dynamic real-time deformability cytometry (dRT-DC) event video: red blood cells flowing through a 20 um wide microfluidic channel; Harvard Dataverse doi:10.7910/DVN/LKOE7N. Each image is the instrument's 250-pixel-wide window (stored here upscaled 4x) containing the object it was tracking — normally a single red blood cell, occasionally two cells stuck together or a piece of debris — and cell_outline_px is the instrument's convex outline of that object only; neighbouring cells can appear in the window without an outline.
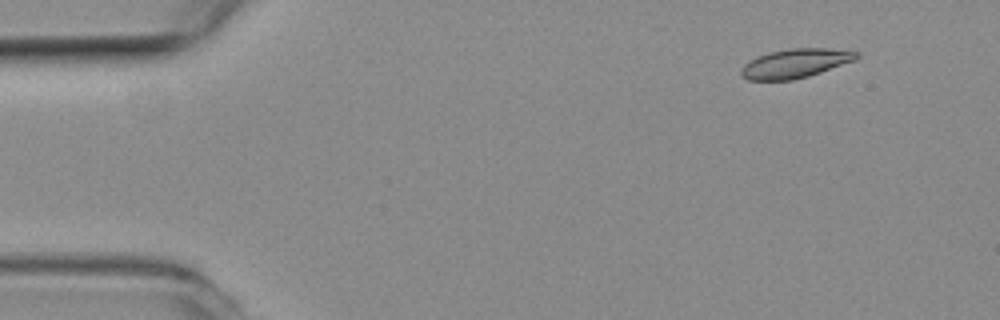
{"species": "common noctule bat (a hibernating species)", "species_latin": "Nyctalus noctula", "temperature_condition": "room temperature", "stored_images_in_passage": 51, "camera_frame_rate_fps": 3000, "um_per_image_px": 0.085, "animal": {"sex": "female", "body_mass_g": 19.3, "forearm_length_mm": 54.1}, "frame": {"image": 1, "passage_image": 2, "time_ms": 0.333, "image_size_px": [1000, 320], "cell_outline_px": [[860, 56], [856, 60], [808, 76], [792, 80], [748, 80], [740, 76], [740, 72], [744, 64], [756, 56], [768, 52], [788, 48], [828, 48], [860, 52]], "centroid_in_image_um": [67.59, 5.38], "position_along_channel_um": 17.4, "area_um2": 19.71}}
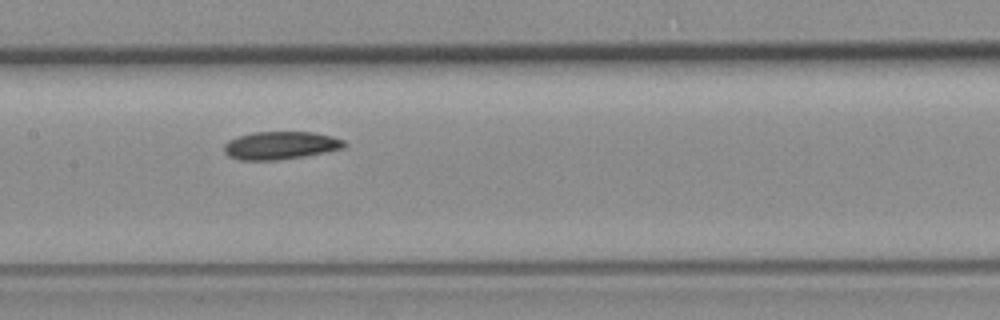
{"frame": {"image": 2, "passage_image": 23, "time_ms": 7.333, "image_size_px": [1000, 320], "cell_outline_px": [[348, 144], [344, 148], [304, 156], [276, 160], [240, 160], [228, 156], [224, 152], [224, 144], [228, 140], [240, 136], [256, 132], [312, 132], [332, 136], [344, 140]], "centroid_in_image_um": [23.85, 12.36], "position_along_channel_um": 183.6, "area_um2": 19.48}}
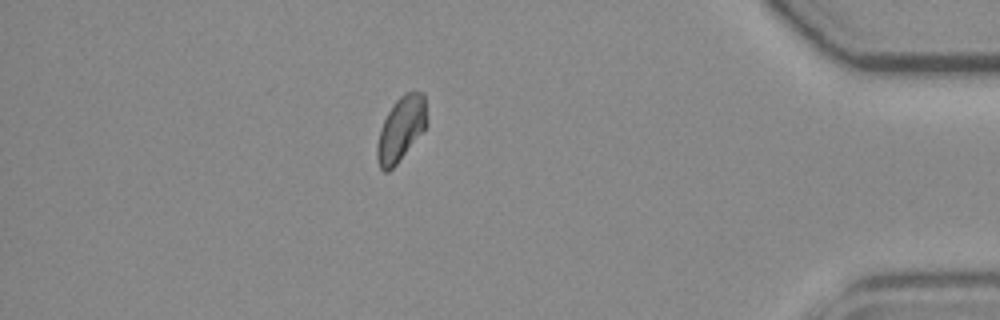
{"frame": {"image": 3, "passage_image": 44, "time_ms": 14.333, "image_size_px": [1000, 320], "cell_outline_px": [[428, 124], [396, 164], [388, 172], [384, 172], [380, 168], [376, 156], [376, 148], [380, 128], [388, 112], [396, 100], [404, 92], [424, 92], [428, 120]], "centroid_in_image_um": [34.09, 10.93], "position_along_channel_um": 401.1, "area_um2": 18.61}, "authors_computed_cell_mechanics": {"area_um2": 19.363, "velocity_mm_per_s": 3.7609, "shape_relaxation_time_tau1_ms": 4.8941, "shape_relaxation_time_tau2_ms": null, "deformation_change_tau1": 0.1092, "deformation_change_tau2": null}}